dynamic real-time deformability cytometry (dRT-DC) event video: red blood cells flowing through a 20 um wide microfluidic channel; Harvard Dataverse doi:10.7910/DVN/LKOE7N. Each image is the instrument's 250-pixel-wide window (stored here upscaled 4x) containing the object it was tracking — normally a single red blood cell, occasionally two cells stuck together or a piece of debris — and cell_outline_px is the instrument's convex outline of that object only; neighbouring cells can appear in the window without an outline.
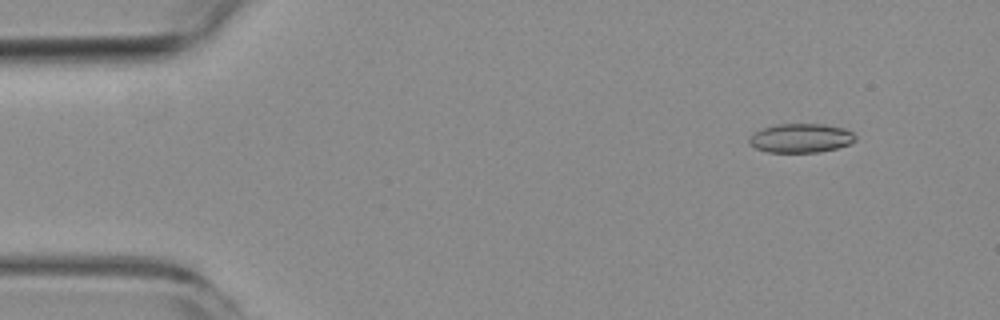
{"species": "common noctule bat (a hibernating species)", "species_latin": "Nyctalus noctula", "temperature_condition": "room temperature", "stored_images_in_passage": 5, "camera_frame_rate_fps": 3000, "um_per_image_px": 0.085, "animal": {"sex": "female", "body_mass_g": 19.3, "forearm_length_mm": 54.1}, "frame": {"image": 1, "passage_image": 1, "time_ms": 0.0, "image_size_px": [1000, 320], "cell_outline_px": [[856, 140], [848, 144], [836, 148], [820, 152], [768, 152], [756, 148], [748, 144], [748, 136], [752, 132], [760, 128], [776, 124], [824, 124], [844, 128], [852, 132], [856, 136]], "centroid_in_image_um": [68.01, 11.73], "position_along_channel_um": 17.0, "area_um2": 18.21}}